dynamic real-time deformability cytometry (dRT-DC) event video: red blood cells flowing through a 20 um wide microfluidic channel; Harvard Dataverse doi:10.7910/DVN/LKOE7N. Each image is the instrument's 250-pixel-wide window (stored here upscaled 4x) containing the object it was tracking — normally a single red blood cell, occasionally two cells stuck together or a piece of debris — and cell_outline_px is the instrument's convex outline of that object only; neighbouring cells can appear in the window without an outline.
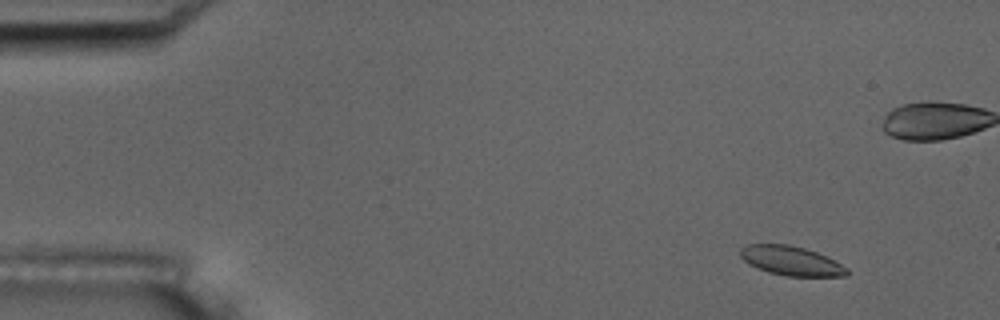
{"species": "common noctule bat (a hibernating species)", "species_latin": "Nyctalus noctula", "temperature_condition": "room temperature", "stored_images_in_passage": 5, "camera_frame_rate_fps": 3000, "um_per_image_px": 0.085, "animal": {"sex": "male", "body_mass_g": 17.5, "forearm_length_mm": 52.3}, "frame": {"image": 1, "passage_image": 2, "time_ms": 1.333, "image_size_px": [1000, 320], "cell_outline_px": [[848, 276], [788, 276], [768, 272], [756, 268], [748, 264], [740, 256], [740, 248], [748, 244], [788, 244], [804, 248], [828, 256], [848, 268]], "centroid_in_image_um": [67.25, 22.17], "position_along_channel_um": 17.8, "area_um2": 18.32}}